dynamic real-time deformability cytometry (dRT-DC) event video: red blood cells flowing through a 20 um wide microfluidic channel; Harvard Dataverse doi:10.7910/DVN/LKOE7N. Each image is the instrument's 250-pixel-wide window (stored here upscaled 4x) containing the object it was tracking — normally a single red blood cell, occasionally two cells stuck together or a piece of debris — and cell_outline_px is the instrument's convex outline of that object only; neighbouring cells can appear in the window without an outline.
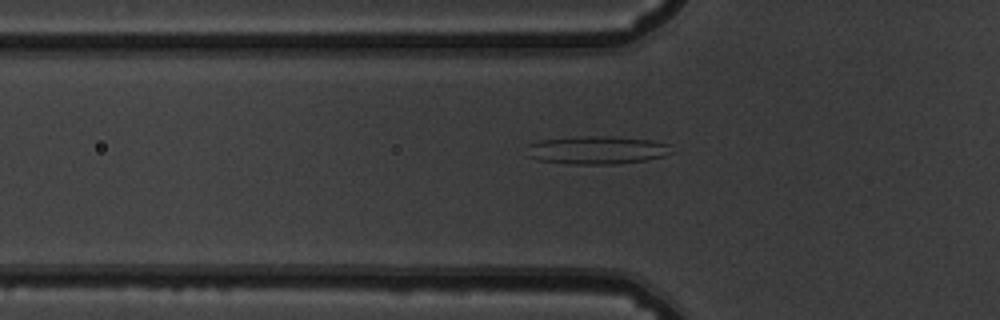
{"species": "common noctule bat (a hibernating species)", "species_latin": "Nyctalus noctula", "temperature_condition": "warm", "stored_images_in_passage": 46, "camera_frame_rate_fps": 3000, "um_per_image_px": 0.085, "animal": {"sex": "male", "body_mass_g": 19.5, "forearm_length_mm": 54.6}, "frame": {"image": 1, "passage_image": 11, "time_ms": 3.333, "image_size_px": [1000, 320], "cell_outline_px": [[676, 152], [664, 156], [648, 160], [616, 164], [568, 164], [540, 160], [528, 156], [528, 144], [540, 140], [580, 136], [612, 136], [652, 140], [668, 144]], "centroid_in_image_um": [50.8, 12.75], "position_along_channel_um": 75.0, "area_um2": 23.93}}
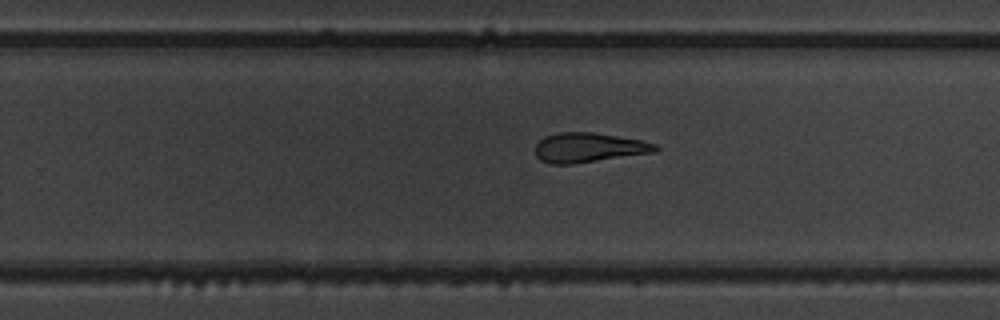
{"frame": {"image": 2, "passage_image": 27, "time_ms": 8.667, "image_size_px": [1000, 320], "cell_outline_px": [[660, 148], [656, 152], [572, 164], [552, 164], [540, 160], [536, 156], [536, 144], [544, 136], [556, 132], [592, 132], [640, 140], [656, 144]], "centroid_in_image_um": [50.02, 12.54], "position_along_channel_um": 279.8, "area_um2": 20.69}}
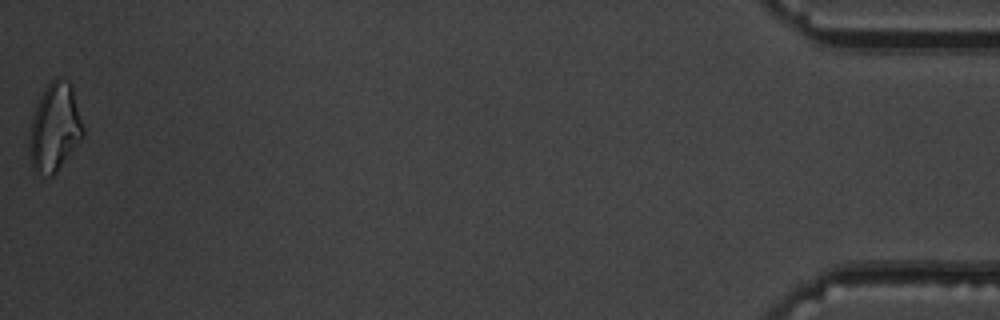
{"frame": {"image": 3, "passage_image": 46, "time_ms": 15.0, "image_size_px": [1000, 320], "cell_outline_px": [[84, 136], [56, 172], [52, 176], [48, 176], [32, 168], [28, 152], [28, 144], [32, 120], [40, 96], [44, 88], [52, 80], [68, 80], [72, 84], [84, 128]], "centroid_in_image_um": [4.66, 10.85], "position_along_channel_um": 430.5, "area_um2": 27.4}, "authors_computed_cell_mechanics": {"area_um2": 22.3397, "velocity_mm_per_s": 3.8383, "shape_relaxation_time_tau1_ms": null, "shape_relaxation_time_tau2_ms": 3.7986, "deformation_change_tau1": null, "deformation_change_tau2": 0.1586}}